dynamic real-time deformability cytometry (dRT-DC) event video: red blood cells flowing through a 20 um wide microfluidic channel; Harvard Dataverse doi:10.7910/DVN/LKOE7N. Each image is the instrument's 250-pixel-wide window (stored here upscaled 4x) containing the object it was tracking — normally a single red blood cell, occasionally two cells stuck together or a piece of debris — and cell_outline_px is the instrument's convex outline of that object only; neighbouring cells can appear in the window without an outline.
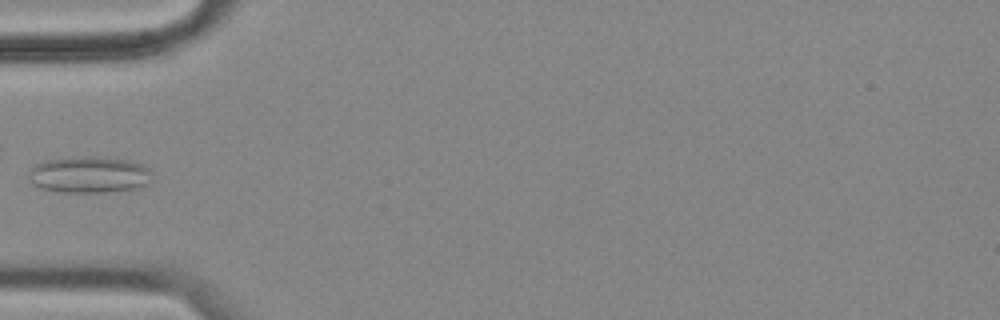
{"species": "common noctule bat (a hibernating species)", "species_latin": "Nyctalus noctula", "temperature_condition": "cold", "stored_images_in_passage": 37, "camera_frame_rate_fps": 3000, "um_per_image_px": 0.085, "animal": {"sex": "female", "body_mass_g": 18.4}, "frame": {"image": 1, "passage_image": 1, "time_ms": 0.0, "image_size_px": [1000, 320], "cell_outline_px": [[152, 184], [136, 188], [100, 192], [64, 192], [44, 188], [32, 184], [28, 180], [28, 176], [32, 168], [36, 164], [44, 160], [84, 156], [96, 156], [124, 160], [140, 164], [148, 168], [152, 172]], "centroid_in_image_um": [7.6, 14.84], "position_along_channel_um": 77.4, "area_um2": 26.18}}